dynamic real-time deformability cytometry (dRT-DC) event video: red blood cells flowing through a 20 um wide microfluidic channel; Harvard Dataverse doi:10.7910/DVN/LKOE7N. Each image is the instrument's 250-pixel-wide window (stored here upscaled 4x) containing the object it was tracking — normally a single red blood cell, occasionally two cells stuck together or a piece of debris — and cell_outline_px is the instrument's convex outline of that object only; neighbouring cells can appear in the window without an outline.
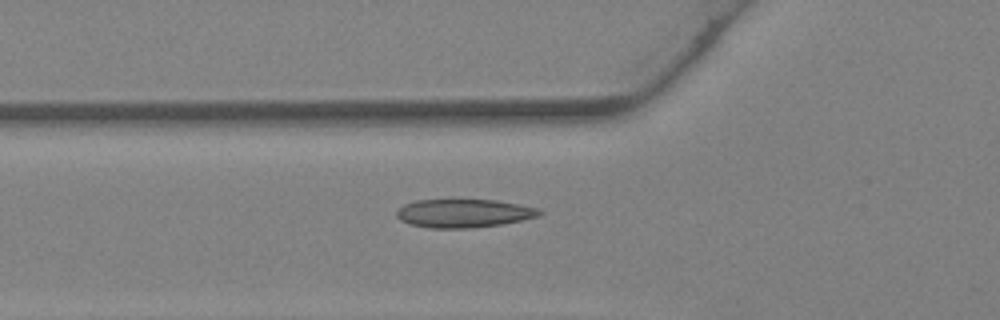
{"species": "Egyptian fruit bat (a non-hibernating species)", "species_latin": "Rousettus aegyptiacus", "temperature_condition": "warm", "stored_images_in_passage": 26, "camera_frame_rate_fps": 3000, "um_per_image_px": 0.085, "animal": {"sex": "female"}, "frame": {"image": 1, "passage_image": 2, "time_ms": 0.333, "image_size_px": [1000, 320], "cell_outline_px": [[544, 212], [536, 216], [504, 224], [468, 228], [428, 228], [412, 224], [400, 220], [396, 216], [396, 212], [404, 204], [416, 200], [496, 200], [520, 204], [536, 208]], "centroid_in_image_um": [39.4, 18.13], "position_along_channel_um": 86.4, "area_um2": 23.47}}
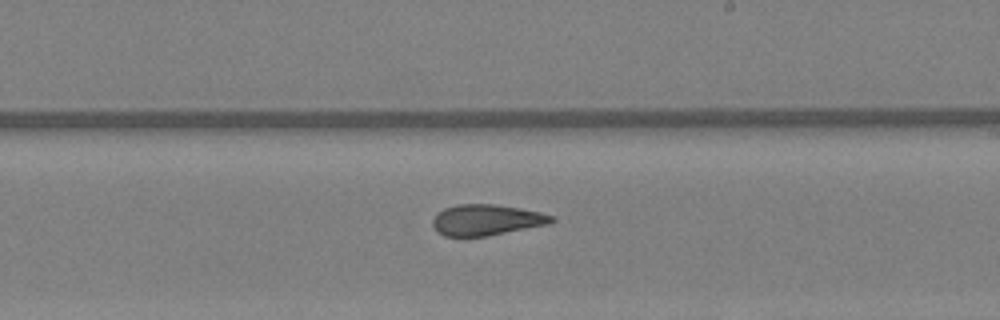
{"frame": {"image": 2, "passage_image": 11, "time_ms": 3.333, "image_size_px": [1000, 320], "cell_outline_px": [[556, 220], [548, 224], [484, 236], [444, 236], [432, 224], [432, 220], [444, 208], [460, 204], [496, 204], [520, 208], [540, 212], [552, 216]], "centroid_in_image_um": [41.36, 18.68], "position_along_channel_um": 247.6, "area_um2": 20.98}}
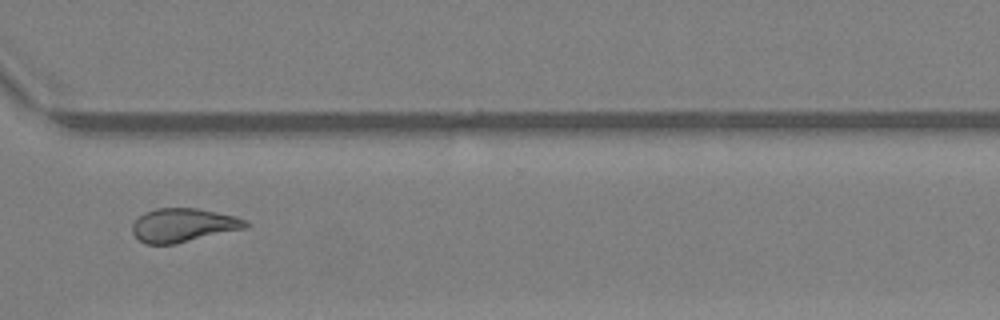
{"frame": {"image": 3, "passage_image": 17, "time_ms": 5.333, "image_size_px": [1000, 320], "cell_outline_px": [[248, 224], [244, 228], [172, 244], [144, 244], [132, 232], [132, 224], [144, 212], [156, 208], [196, 208], [236, 216], [248, 220]], "centroid_in_image_um": [15.55, 19.12], "position_along_channel_um": 355.1, "area_um2": 21.91}}